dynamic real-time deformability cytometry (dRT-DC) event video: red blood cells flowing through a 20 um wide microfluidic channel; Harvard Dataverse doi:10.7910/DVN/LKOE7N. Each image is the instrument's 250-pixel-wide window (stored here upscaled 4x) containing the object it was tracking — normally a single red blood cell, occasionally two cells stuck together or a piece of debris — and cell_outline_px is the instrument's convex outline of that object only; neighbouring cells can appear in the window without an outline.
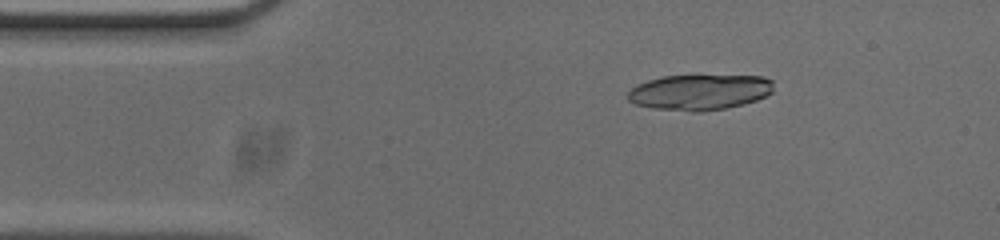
{"species": "common noctule bat (a hibernating species)", "species_latin": "Nyctalus noctula", "temperature_condition": "cold", "stored_images_in_passage": 53, "camera_frame_rate_fps": 3000, "um_per_image_px": 0.085, "animal": {"sex": "male", "body_mass_g": 20.0, "forearm_length_mm": 53.3}, "frame": {"image": 1, "passage_image": 8, "time_ms": 2.333, "image_size_px": [1000, 240], "cell_outline_px": [[772, 92], [756, 100], [744, 104], [704, 112], [692, 112], [652, 108], [636, 104], [628, 100], [628, 92], [636, 84], [648, 80], [664, 76], [764, 76], [772, 80]], "centroid_in_image_um": [59.45, 7.84], "position_along_channel_um": 25.6, "area_um2": 30.17}}